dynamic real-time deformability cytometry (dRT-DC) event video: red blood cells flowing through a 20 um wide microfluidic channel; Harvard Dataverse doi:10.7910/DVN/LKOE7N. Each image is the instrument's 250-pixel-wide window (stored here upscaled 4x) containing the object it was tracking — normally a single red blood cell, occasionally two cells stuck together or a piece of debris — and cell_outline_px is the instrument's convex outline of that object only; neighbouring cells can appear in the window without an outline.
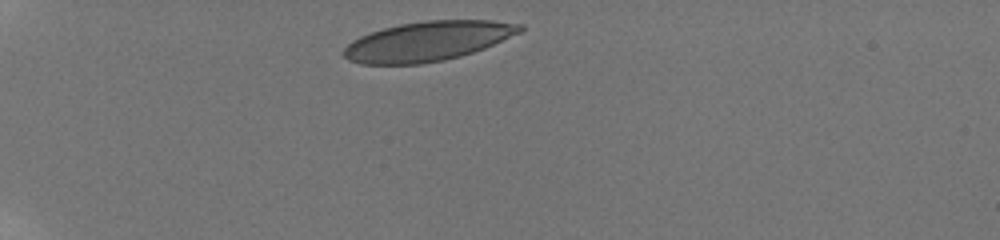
{"species": "human", "species_latin": "Homo sapiens", "temperature_condition": "room temperature", "stored_images_in_passage": 2, "camera_frame_rate_fps": 3000, "um_per_image_px": 0.085, "donor": {"sex": "male"}, "frame": {"image": 1, "passage_image": 1, "time_ms": 0.0, "image_size_px": [1000, 240], "cell_outline_px": [[524, 28], [520, 32], [484, 48], [460, 56], [444, 60], [420, 64], [360, 64], [348, 60], [340, 52], [352, 40], [360, 36], [384, 28], [400, 24], [424, 20], [492, 20], [524, 24]], "centroid_in_image_um": [36.33, 3.5], "position_along_channel_um": 48.7, "area_um2": 40.63}}